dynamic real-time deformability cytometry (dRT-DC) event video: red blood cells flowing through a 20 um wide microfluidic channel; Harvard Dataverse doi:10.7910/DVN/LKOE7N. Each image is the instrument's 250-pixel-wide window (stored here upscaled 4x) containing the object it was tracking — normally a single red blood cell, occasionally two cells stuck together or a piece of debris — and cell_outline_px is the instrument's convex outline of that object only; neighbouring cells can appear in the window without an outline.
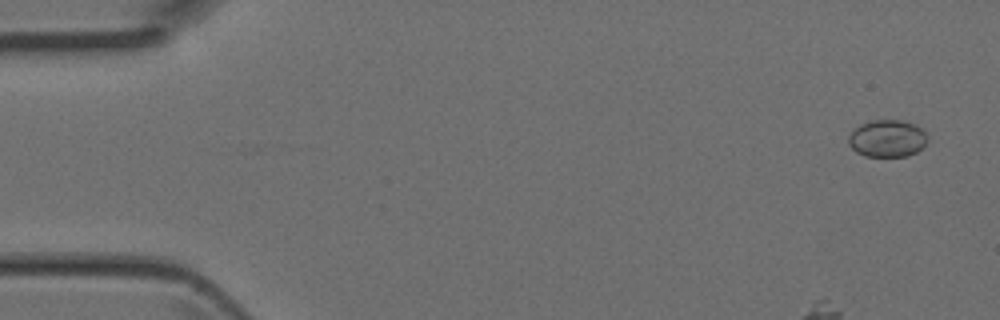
{"species": "Egyptian fruit bat (a non-hibernating species)", "species_latin": "Rousettus aegyptiacus", "temperature_condition": "room temperature", "stored_images_in_passage": 4, "camera_frame_rate_fps": 3000, "um_per_image_px": 0.085, "animal": {"sex": "female"}, "frame": {"image": 1, "passage_image": 1, "time_ms": 0.0, "image_size_px": [1000, 320], "cell_outline_px": [[928, 140], [916, 152], [908, 156], [864, 156], [856, 152], [848, 144], [848, 136], [860, 124], [872, 120], [904, 120], [920, 128], [928, 136]], "centroid_in_image_um": [75.4, 11.77], "position_along_channel_um": 9.6, "area_um2": 17.05}}